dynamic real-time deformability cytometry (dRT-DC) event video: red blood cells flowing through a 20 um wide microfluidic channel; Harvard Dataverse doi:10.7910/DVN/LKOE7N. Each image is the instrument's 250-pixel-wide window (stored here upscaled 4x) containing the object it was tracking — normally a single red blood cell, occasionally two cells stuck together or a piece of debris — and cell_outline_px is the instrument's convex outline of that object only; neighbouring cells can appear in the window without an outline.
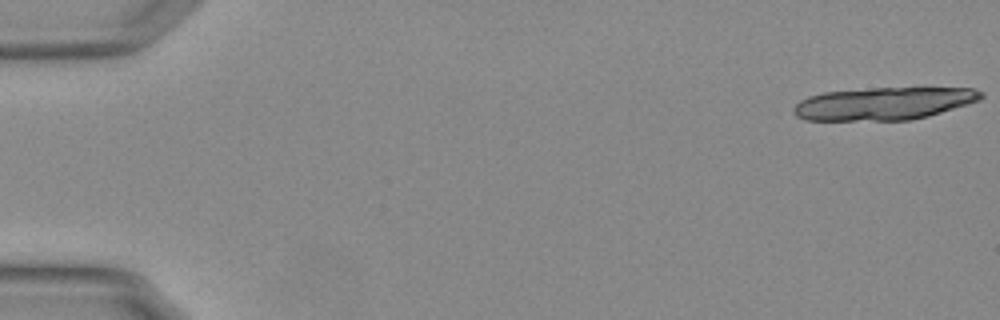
{"species": "Egyptian fruit bat (a non-hibernating species)", "species_latin": "Rousettus aegyptiacus", "temperature_condition": "warm", "stored_images_in_passage": 7, "camera_frame_rate_fps": 3000, "um_per_image_px": 0.085, "animal": {"sex": "female"}, "frame": {"image": 1, "passage_image": 1, "time_ms": 0.0, "image_size_px": [1000, 320], "cell_outline_px": [[984, 96], [980, 100], [928, 116], [908, 120], [804, 120], [796, 116], [792, 112], [792, 108], [800, 100], [808, 96], [824, 92], [872, 88], [972, 88], [984, 92]], "centroid_in_image_um": [75.09, 8.8], "position_along_channel_um": 9.9, "area_um2": 35.6}}